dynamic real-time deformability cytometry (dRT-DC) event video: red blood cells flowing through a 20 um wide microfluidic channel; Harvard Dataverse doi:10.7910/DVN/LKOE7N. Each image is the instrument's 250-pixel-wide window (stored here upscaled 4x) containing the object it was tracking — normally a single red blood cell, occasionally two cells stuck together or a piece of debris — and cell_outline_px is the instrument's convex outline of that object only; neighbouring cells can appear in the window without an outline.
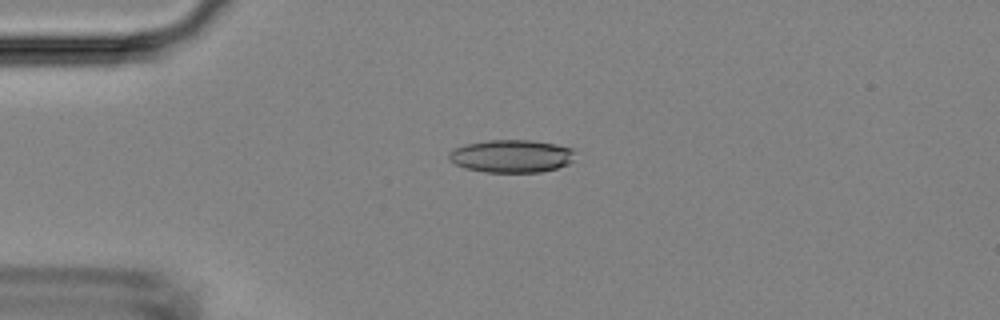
{"species": "Egyptian fruit bat (a non-hibernating species)", "species_latin": "Rousettus aegyptiacus", "temperature_condition": "room temperature", "stored_images_in_passage": 3, "camera_frame_rate_fps": 3000, "um_per_image_px": 0.085, "animal": {"sex": "female"}, "frame": {"image": 1, "passage_image": 2, "time_ms": 2.0, "image_size_px": [1000, 320], "cell_outline_px": [[576, 148], [572, 160], [568, 164], [556, 168], [540, 172], [484, 172], [464, 168], [448, 160], [448, 152], [452, 148], [464, 144], [488, 140], [532, 140], [556, 144]], "centroid_in_image_um": [43.45, 13.26], "position_along_channel_um": 41.5, "area_um2": 24.45}}